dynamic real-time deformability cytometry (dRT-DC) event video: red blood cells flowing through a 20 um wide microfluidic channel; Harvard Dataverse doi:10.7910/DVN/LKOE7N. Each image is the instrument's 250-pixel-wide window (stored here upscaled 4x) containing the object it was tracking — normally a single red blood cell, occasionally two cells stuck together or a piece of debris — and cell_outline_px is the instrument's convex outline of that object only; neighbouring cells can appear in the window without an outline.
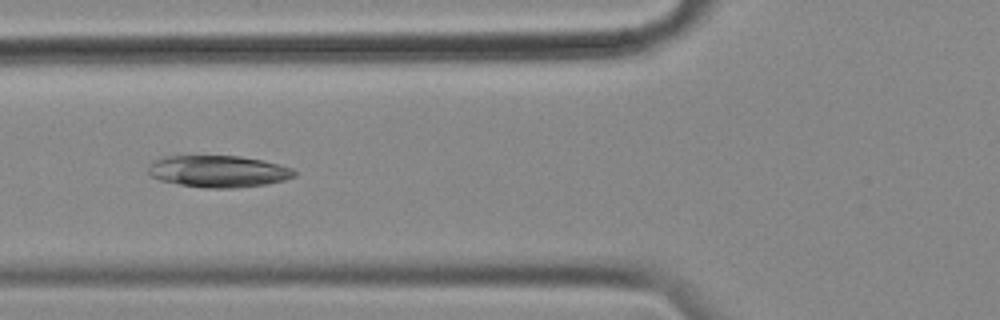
{"species": "common noctule bat (a hibernating species)", "species_latin": "Nyctalus noctula", "temperature_condition": "cold", "stored_images_in_passage": 12, "camera_frame_rate_fps": 3000, "um_per_image_px": 0.085, "animal": {"sex": "female", "body_mass_g": 18.4}, "frame": {"image": 1, "passage_image": 6, "time_ms": 1.667, "image_size_px": [1000, 320], "cell_outline_px": [[296, 176], [284, 180], [264, 184], [236, 188], [204, 188], [180, 184], [160, 180], [148, 176], [148, 164], [164, 156], [240, 156], [264, 160], [292, 168], [296, 172]], "centroid_in_image_um": [18.54, 14.56], "position_along_channel_um": 107.3, "area_um2": 27.17}}